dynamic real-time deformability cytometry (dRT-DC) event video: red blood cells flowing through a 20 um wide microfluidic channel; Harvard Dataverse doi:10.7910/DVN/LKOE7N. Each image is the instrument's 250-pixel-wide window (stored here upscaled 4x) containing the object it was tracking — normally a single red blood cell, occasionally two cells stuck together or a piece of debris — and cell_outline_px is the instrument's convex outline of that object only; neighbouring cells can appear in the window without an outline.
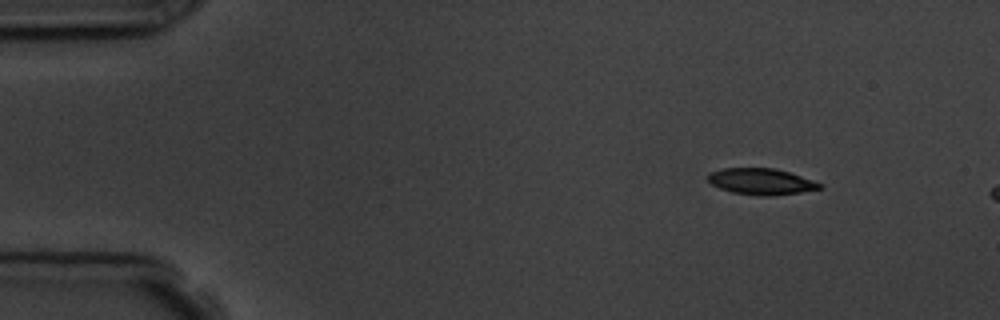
{"species": "common noctule bat (a hibernating species)", "species_latin": "Nyctalus noctula", "temperature_condition": "room temperature", "stored_images_in_passage": 3, "camera_frame_rate_fps": 3000, "um_per_image_px": 0.085, "animal": {"sex": "male", "body_mass_g": 19.5, "forearm_length_mm": 54.6}, "frame": {"image": 1, "passage_image": 1, "time_ms": 0.0, "image_size_px": [1000, 320], "cell_outline_px": [[824, 184], [820, 188], [800, 192], [772, 196], [756, 196], [732, 192], [720, 188], [712, 184], [708, 180], [708, 172], [724, 168], [772, 168], [788, 172]], "centroid_in_image_um": [64.67, 15.43], "position_along_channel_um": 20.3, "area_um2": 16.99}}